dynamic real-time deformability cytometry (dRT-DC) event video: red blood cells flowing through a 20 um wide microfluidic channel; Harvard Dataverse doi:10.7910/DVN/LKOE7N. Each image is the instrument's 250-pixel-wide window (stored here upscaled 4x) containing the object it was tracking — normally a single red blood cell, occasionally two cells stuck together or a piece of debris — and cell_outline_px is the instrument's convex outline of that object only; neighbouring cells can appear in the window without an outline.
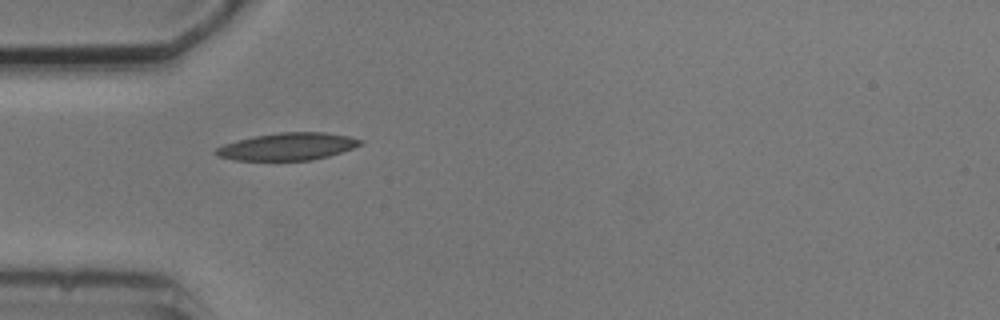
{"species": "common noctule bat (a hibernating species)", "species_latin": "Nyctalus noctula", "temperature_condition": "cold", "stored_images_in_passage": 2, "camera_frame_rate_fps": 3000, "um_per_image_px": 0.085, "animal": {"sex": "male", "body_mass_g": 20.5, "forearm_length_mm": 52.5}, "frame": {"image": 1, "passage_image": 1, "time_ms": 0.0, "image_size_px": [1000, 320], "cell_outline_px": [[364, 144], [328, 156], [312, 160], [236, 160], [220, 156], [212, 152], [216, 148], [224, 144], [252, 136], [280, 132], [324, 132], [348, 136], [364, 140]], "centroid_in_image_um": [24.46, 12.44], "position_along_channel_um": 60.5, "area_um2": 22.95}}
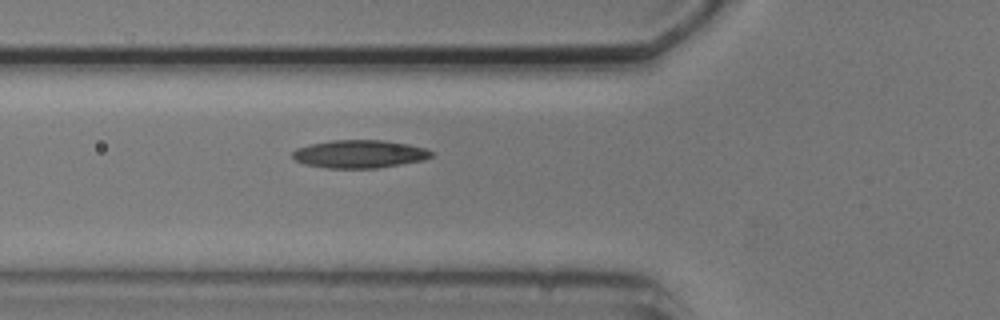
{"frame": {"image": 2, "passage_image": 2, "time_ms": 1.0, "image_size_px": [1000, 320], "cell_outline_px": [[432, 156], [424, 160], [376, 168], [328, 168], [304, 164], [296, 160], [292, 156], [292, 152], [296, 148], [312, 144], [332, 140], [384, 140], [408, 144], [428, 148], [432, 152]], "centroid_in_image_um": [30.57, 13.08], "position_along_channel_um": 95.2, "area_um2": 22.6}}